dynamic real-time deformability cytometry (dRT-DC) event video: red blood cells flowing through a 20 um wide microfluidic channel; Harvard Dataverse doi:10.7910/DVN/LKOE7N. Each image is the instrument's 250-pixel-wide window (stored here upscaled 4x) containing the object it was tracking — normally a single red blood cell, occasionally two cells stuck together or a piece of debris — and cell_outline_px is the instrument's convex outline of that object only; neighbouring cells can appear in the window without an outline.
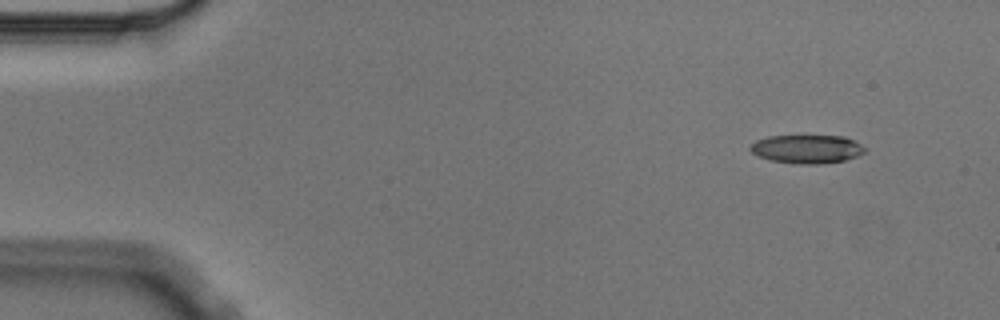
{"species": "Egyptian fruit bat (a non-hibernating species)", "species_latin": "Rousettus aegyptiacus", "temperature_condition": "cold", "stored_images_in_passage": 4, "camera_frame_rate_fps": 3000, "um_per_image_px": 0.085, "animal": {"sex": "male"}, "frame": {"image": 1, "passage_image": 1, "time_ms": 0.0, "image_size_px": [1000, 320], "cell_outline_px": [[868, 148], [864, 152], [856, 156], [844, 160], [820, 164], [796, 164], [772, 160], [756, 156], [748, 148], [756, 140], [768, 136], [844, 136], [856, 140]], "centroid_in_image_um": [68.61, 12.66], "position_along_channel_um": 16.4, "area_um2": 19.19}}
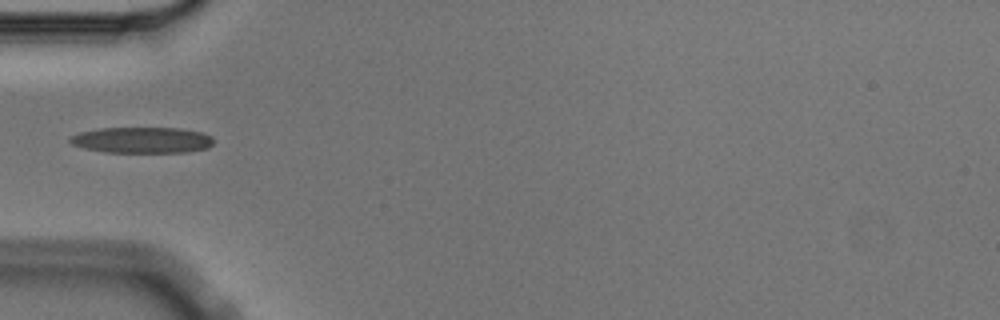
{"frame": {"image": 2, "passage_image": 4, "time_ms": 1.0, "image_size_px": [1000, 320], "cell_outline_px": [[212, 144], [208, 148], [188, 152], [104, 152], [84, 148], [72, 144], [68, 140], [72, 136], [80, 132], [100, 128], [180, 128], [204, 132], [212, 136]], "centroid_in_image_um": [12.1, 11.9], "position_along_channel_um": 72.9, "area_um2": 21.79}}